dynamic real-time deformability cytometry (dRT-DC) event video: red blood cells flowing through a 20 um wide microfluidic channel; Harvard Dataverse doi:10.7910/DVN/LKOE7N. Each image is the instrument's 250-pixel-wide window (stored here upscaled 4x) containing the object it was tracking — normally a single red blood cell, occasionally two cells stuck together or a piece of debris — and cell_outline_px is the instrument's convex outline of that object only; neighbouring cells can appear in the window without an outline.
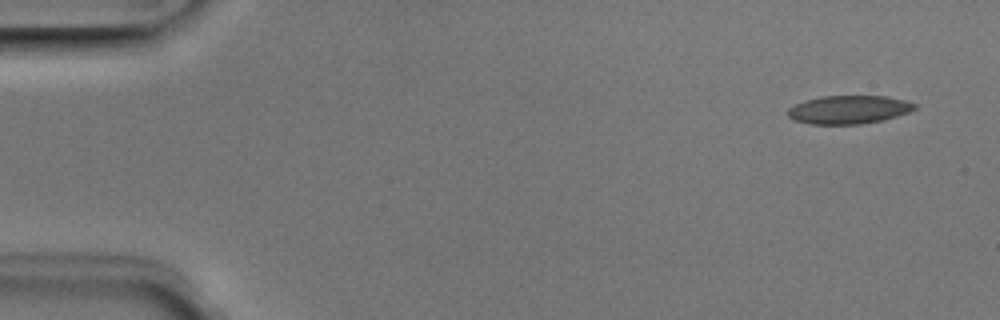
{"species": "Egyptian fruit bat (a non-hibernating species)", "species_latin": "Rousettus aegyptiacus", "temperature_condition": "room temperature", "stored_images_in_passage": 3, "camera_frame_rate_fps": 3000, "um_per_image_px": 0.085, "animal": {"sex": "male"}, "frame": {"image": 1, "passage_image": 1, "time_ms": 0.0, "image_size_px": [1000, 320], "cell_outline_px": [[916, 108], [908, 112], [884, 120], [860, 124], [808, 124], [792, 120], [788, 116], [788, 108], [796, 104], [820, 96], [888, 96], [904, 100], [916, 104]], "centroid_in_image_um": [72.13, 9.32], "position_along_channel_um": 12.9, "area_um2": 20.92}}